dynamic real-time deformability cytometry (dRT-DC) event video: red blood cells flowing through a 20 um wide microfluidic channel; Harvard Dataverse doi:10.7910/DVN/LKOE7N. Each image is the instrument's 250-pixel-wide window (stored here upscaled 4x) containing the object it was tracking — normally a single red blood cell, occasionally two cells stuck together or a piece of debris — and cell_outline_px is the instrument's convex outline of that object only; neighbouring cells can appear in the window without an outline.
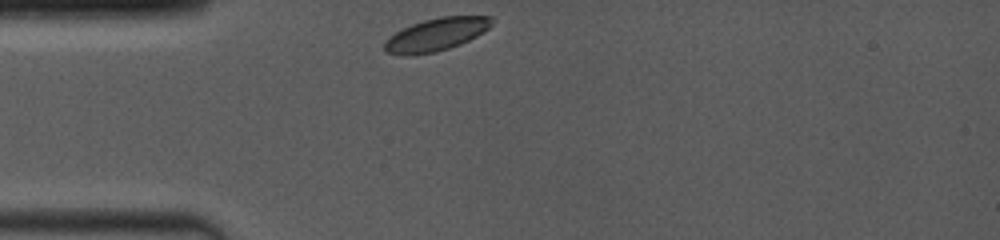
{"species": "common noctule bat (a hibernating species)", "species_latin": "Nyctalus noctula", "temperature_condition": "room temperature", "stored_images_in_passage": 33, "camera_frame_rate_fps": 4000, "um_per_image_px": 0.085, "animal": {"sex": "female", "body_mass_g": 19.0, "forearm_length_mm": 53.3}, "frame": {"image": 1, "passage_image": 1, "time_ms": 0.0, "image_size_px": [1000, 240], "cell_outline_px": [[492, 24], [484, 32], [460, 44], [436, 52], [412, 56], [404, 56], [384, 52], [384, 40], [388, 36], [412, 24], [424, 20], [440, 16], [492, 16]], "centroid_in_image_um": [37.03, 2.95], "position_along_channel_um": 48.0, "area_um2": 20.63}}
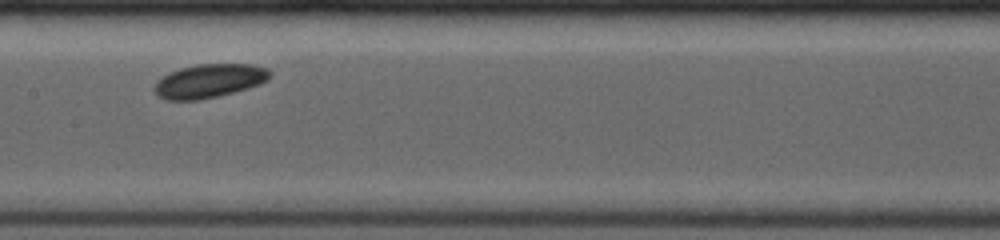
{"frame": {"image": 2, "passage_image": 20, "time_ms": 4.0, "image_size_px": [1000, 240], "cell_outline_px": [[268, 76], [264, 80], [248, 88], [200, 100], [164, 100], [156, 96], [152, 88], [164, 76], [180, 68], [196, 64], [252, 64], [264, 68], [268, 72]], "centroid_in_image_um": [17.69, 6.89], "position_along_channel_um": 189.7, "area_um2": 22.2}}
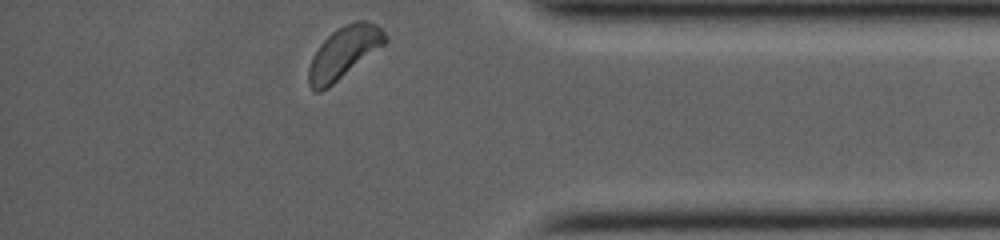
{"frame": {"image": 3, "passage_image": 33, "time_ms": 9.75, "image_size_px": [1000, 240], "cell_outline_px": [[388, 40], [384, 44], [328, 88], [320, 92], [316, 92], [308, 84], [308, 68], [320, 44], [332, 32], [344, 24], [356, 20], [364, 20], [376, 24], [388, 36]], "centroid_in_image_um": [29.23, 4.46], "position_along_channel_um": 406.0, "area_um2": 22.72}}